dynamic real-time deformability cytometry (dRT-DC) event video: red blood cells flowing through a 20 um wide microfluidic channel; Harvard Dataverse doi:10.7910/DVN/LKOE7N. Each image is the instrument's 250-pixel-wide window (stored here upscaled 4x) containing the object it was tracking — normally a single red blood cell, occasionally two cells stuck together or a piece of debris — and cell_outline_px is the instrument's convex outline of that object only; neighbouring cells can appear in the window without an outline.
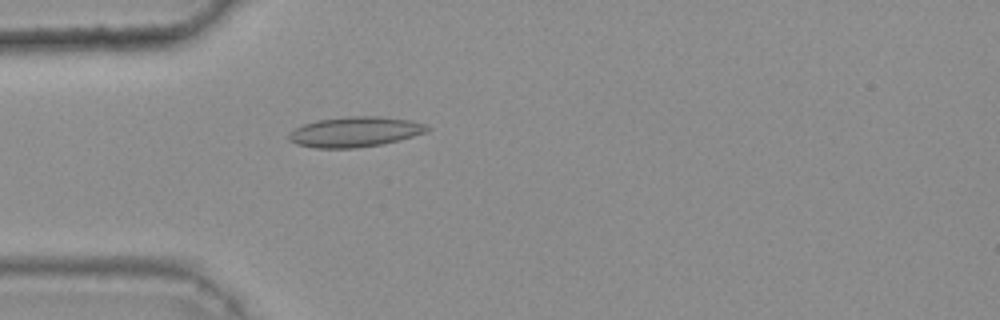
{"species": "common noctule bat (a hibernating species)", "species_latin": "Nyctalus noctula", "temperature_condition": "warm", "stored_images_in_passage": 47, "camera_frame_rate_fps": 3000, "um_per_image_px": 0.085, "animal": {"sex": "female", "body_mass_g": 25.1}, "frame": {"image": 1, "passage_image": 15, "time_ms": 4.667, "image_size_px": [1000, 320], "cell_outline_px": [[432, 128], [428, 132], [384, 144], [356, 148], [316, 148], [296, 144], [288, 140], [288, 136], [296, 128], [304, 124], [316, 120], [348, 116], [380, 116], [412, 120], [424, 124]], "centroid_in_image_um": [30.21, 11.2], "position_along_channel_um": 54.8, "area_um2": 24.51}}
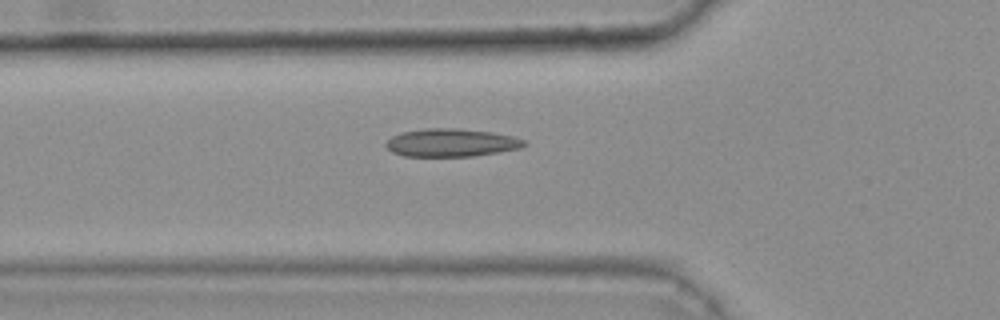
{"frame": {"image": 2, "passage_image": 18, "time_ms": 5.667, "image_size_px": [1000, 320], "cell_outline_px": [[528, 144], [520, 148], [472, 156], [404, 156], [392, 152], [384, 144], [392, 136], [400, 132], [424, 128], [452, 128], [492, 132], [512, 136], [524, 140]], "centroid_in_image_um": [38.32, 12.12], "position_along_channel_um": 87.5, "area_um2": 22.43}}
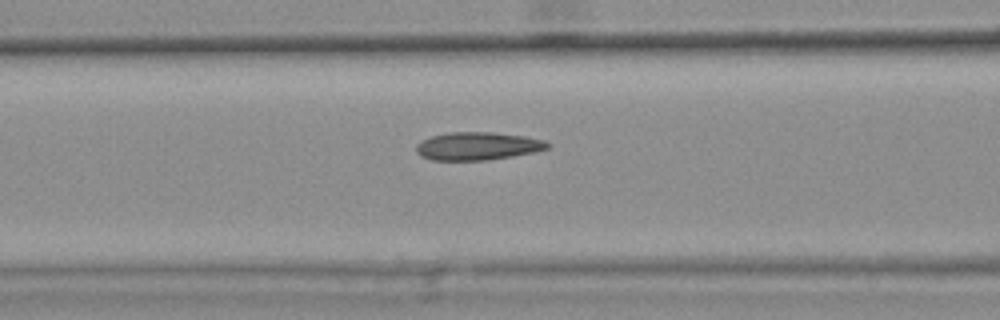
{"frame": {"image": 3, "passage_image": 21, "time_ms": 6.667, "image_size_px": [1000, 320], "cell_outline_px": [[552, 144], [548, 148], [532, 152], [512, 156], [488, 160], [432, 160], [416, 152], [416, 144], [420, 140], [432, 136], [448, 132], [492, 132], [524, 136], [544, 140]], "centroid_in_image_um": [40.59, 12.41], "position_along_channel_um": 126.0, "area_um2": 21.33}, "authors_computed_cell_mechanics": {"area_um2": 21.0392, "velocity_mm_per_s": 3.8119, "shape_relaxation_time_tau1_ms": null, "shape_relaxation_time_tau2_ms": 4.0577, "deformation_change_tau1": null, "deformation_change_tau2": 0.0968}}